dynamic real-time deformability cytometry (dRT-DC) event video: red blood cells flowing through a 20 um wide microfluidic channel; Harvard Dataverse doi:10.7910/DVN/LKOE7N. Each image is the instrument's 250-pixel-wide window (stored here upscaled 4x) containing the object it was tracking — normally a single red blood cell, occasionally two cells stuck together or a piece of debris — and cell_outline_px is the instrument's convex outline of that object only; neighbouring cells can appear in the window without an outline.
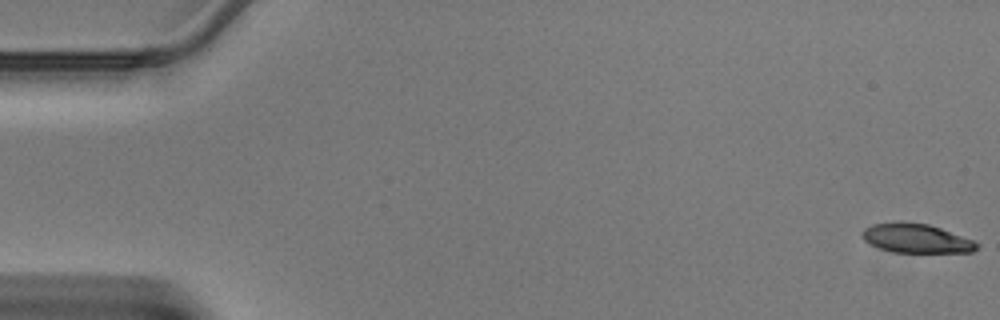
{"species": "Egyptian fruit bat (a non-hibernating species)", "species_latin": "Rousettus aegyptiacus", "temperature_condition": "warm", "stored_images_in_passage": 47, "camera_frame_rate_fps": 3000, "um_per_image_px": 0.085, "animal": {"sex": "male"}, "frame": {"image": 1, "passage_image": 1, "time_ms": 0.0, "image_size_px": [1000, 320], "cell_outline_px": [[980, 244], [972, 252], [892, 252], [880, 248], [864, 240], [860, 232], [864, 228], [872, 224], [896, 220], [900, 220], [928, 224], [940, 228], [972, 240]], "centroid_in_image_um": [77.82, 20.23], "position_along_channel_um": 7.2, "area_um2": 19.54}}
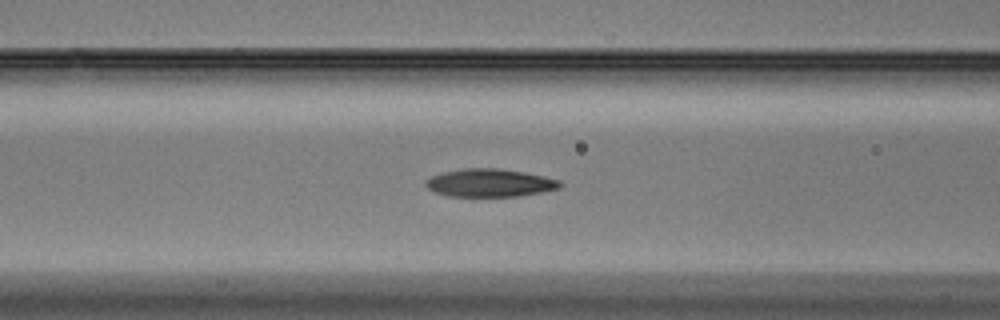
{"frame": {"image": 2, "passage_image": 19, "time_ms": 6.0, "image_size_px": [1000, 320], "cell_outline_px": [[564, 184], [560, 188], [540, 192], [516, 196], [448, 196], [432, 192], [424, 184], [424, 180], [440, 172], [464, 168], [500, 168], [524, 172], [544, 176], [560, 180]], "centroid_in_image_um": [41.6, 15.53], "position_along_channel_um": 125.0, "area_um2": 22.08}}
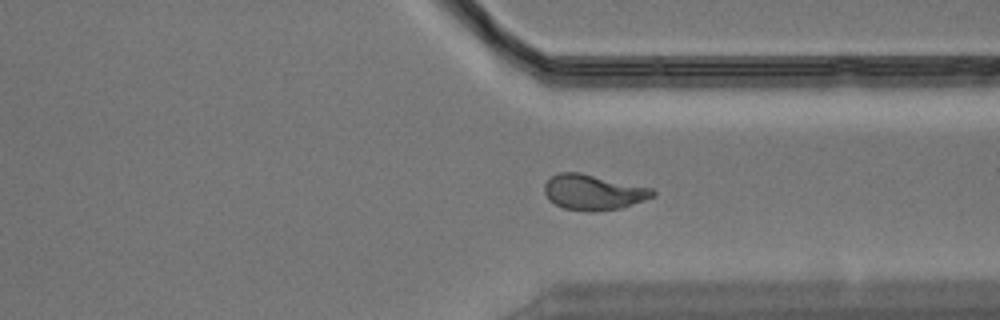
{"frame": {"image": 3, "passage_image": 35, "time_ms": 11.333, "image_size_px": [1000, 320], "cell_outline_px": [[656, 196], [624, 208], [588, 212], [564, 208], [548, 200], [544, 192], [544, 184], [556, 172], [580, 172], [652, 188], [656, 192]], "centroid_in_image_um": [50.45, 16.34], "position_along_channel_um": 361.0, "area_um2": 22.6}}